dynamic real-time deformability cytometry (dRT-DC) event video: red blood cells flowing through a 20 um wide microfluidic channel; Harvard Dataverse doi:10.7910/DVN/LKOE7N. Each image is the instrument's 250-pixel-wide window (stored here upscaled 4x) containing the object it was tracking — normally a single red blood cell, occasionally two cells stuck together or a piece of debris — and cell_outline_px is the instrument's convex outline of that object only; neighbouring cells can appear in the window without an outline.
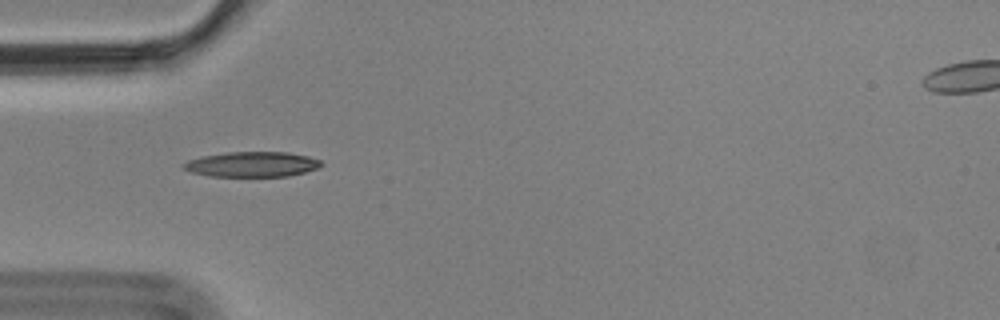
{"species": "Egyptian fruit bat (a non-hibernating species)", "species_latin": "Rousettus aegyptiacus", "temperature_condition": "cold", "stored_images_in_passage": 7, "camera_frame_rate_fps": 3000, "um_per_image_px": 0.085, "animal": {"sex": "male"}, "frame": {"image": 1, "passage_image": 4, "time_ms": 1.0, "image_size_px": [1000, 320], "cell_outline_px": [[324, 164], [320, 168], [288, 176], [208, 176], [192, 172], [184, 168], [180, 164], [188, 160], [204, 156], [228, 152], [288, 152], [308, 156], [320, 160]], "centroid_in_image_um": [21.45, 13.96], "position_along_channel_um": 63.5, "area_um2": 20.17}}
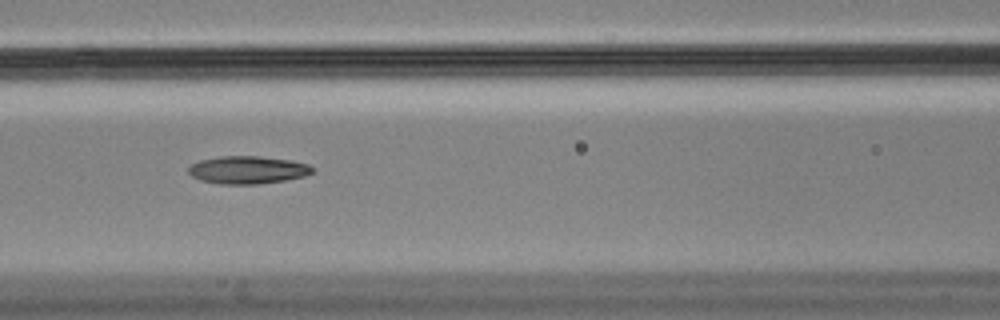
{"frame": {"image": 2, "passage_image": 6, "time_ms": 1.667, "image_size_px": [1000, 320], "cell_outline_px": [[312, 172], [304, 176], [284, 180], [256, 184], [220, 184], [200, 180], [192, 176], [188, 172], [188, 168], [192, 164], [200, 160], [220, 156], [260, 156], [288, 160], [308, 164], [312, 168]], "centroid_in_image_um": [21.01, 14.44], "position_along_channel_um": 145.6, "area_um2": 19.83}}
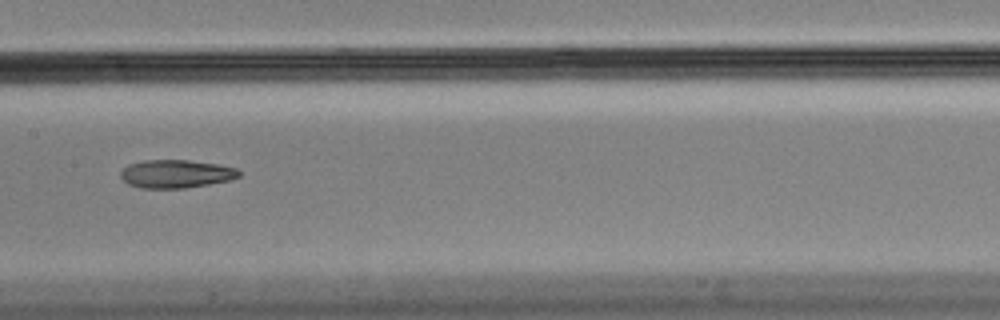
{"frame": {"image": 3, "passage_image": 7, "time_ms": 2.0, "image_size_px": [1000, 320], "cell_outline_px": [[240, 176], [232, 180], [184, 188], [140, 188], [128, 184], [120, 176], [120, 172], [128, 164], [144, 160], [188, 160], [216, 164], [236, 168], [240, 172]], "centroid_in_image_um": [14.95, 14.78], "position_along_channel_um": 192.4, "area_um2": 19.42}}